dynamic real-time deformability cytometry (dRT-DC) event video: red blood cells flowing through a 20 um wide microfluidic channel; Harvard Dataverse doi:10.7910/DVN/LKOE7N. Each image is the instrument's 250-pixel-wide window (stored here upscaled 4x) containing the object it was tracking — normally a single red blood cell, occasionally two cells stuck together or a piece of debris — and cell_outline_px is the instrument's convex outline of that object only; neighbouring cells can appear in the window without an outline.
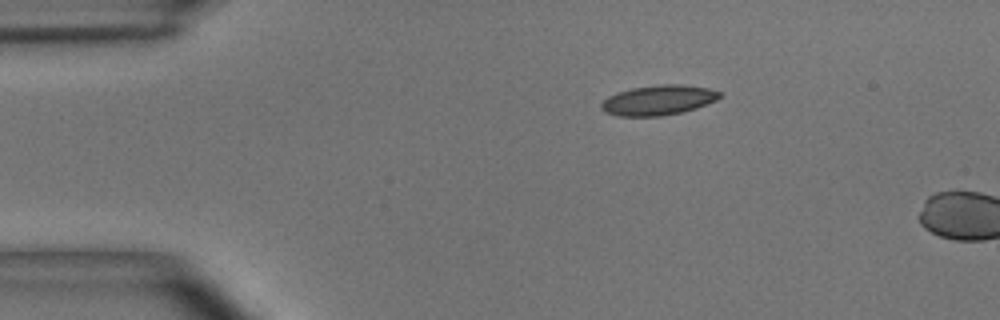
{"species": "common noctule bat (a hibernating species)", "species_latin": "Nyctalus noctula", "temperature_condition": "room temperature", "stored_images_in_passage": 3, "camera_frame_rate_fps": 3000, "um_per_image_px": 0.085, "animal": {"sex": "male", "body_mass_g": 15.6}, "frame": {"image": 1, "passage_image": 1, "time_ms": 0.0, "image_size_px": [1000, 320], "cell_outline_px": [[724, 96], [716, 100], [696, 108], [680, 112], [660, 116], [616, 116], [604, 112], [600, 108], [600, 104], [608, 96], [616, 92], [632, 88], [660, 84], [680, 84], [708, 88], [724, 92]], "centroid_in_image_um": [55.96, 8.5], "position_along_channel_um": 29.0, "area_um2": 20.87}}